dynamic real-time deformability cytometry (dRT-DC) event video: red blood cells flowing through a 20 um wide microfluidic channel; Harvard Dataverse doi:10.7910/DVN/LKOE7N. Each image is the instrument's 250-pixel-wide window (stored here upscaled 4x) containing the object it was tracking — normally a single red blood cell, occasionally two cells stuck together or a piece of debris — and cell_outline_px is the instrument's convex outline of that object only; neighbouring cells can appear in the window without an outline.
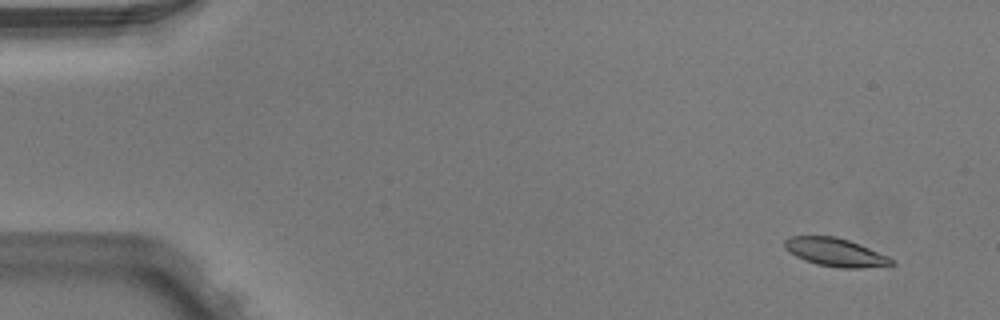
{"species": "Egyptian fruit bat (a non-hibernating species)", "species_latin": "Rousettus aegyptiacus", "temperature_condition": "warm", "stored_images_in_passage": 4, "camera_frame_rate_fps": 3000, "um_per_image_px": 0.085, "animal": {"sex": "male"}, "frame": {"image": 1, "passage_image": 1, "time_ms": 0.0, "image_size_px": [1000, 320], "cell_outline_px": [[896, 264], [888, 268], [840, 268], [816, 264], [804, 260], [788, 252], [784, 248], [784, 240], [792, 236], [836, 236], [860, 244], [888, 256]], "centroid_in_image_um": [71.07, 21.47], "position_along_channel_um": 13.9, "area_um2": 17.98}}
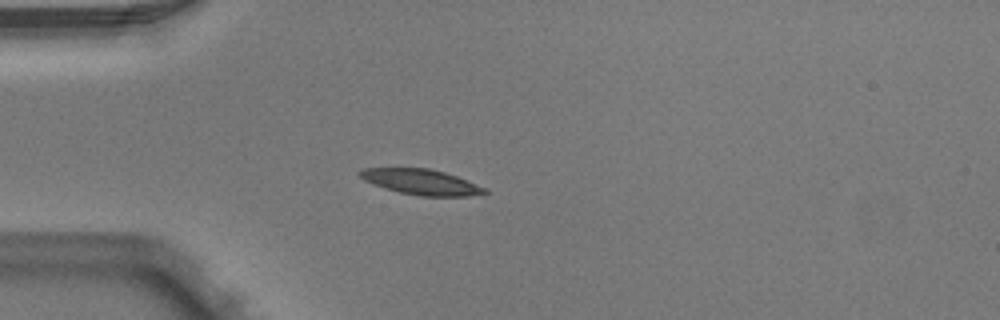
{"frame": {"image": 2, "passage_image": 4, "time_ms": 1.0, "image_size_px": [1000, 320], "cell_outline_px": [[488, 192], [468, 196], [420, 196], [400, 192], [384, 188], [372, 184], [364, 180], [356, 172], [360, 168], [428, 168], [444, 172], [456, 176], [488, 188]], "centroid_in_image_um": [35.77, 15.46], "position_along_channel_um": 49.2, "area_um2": 18.55}}